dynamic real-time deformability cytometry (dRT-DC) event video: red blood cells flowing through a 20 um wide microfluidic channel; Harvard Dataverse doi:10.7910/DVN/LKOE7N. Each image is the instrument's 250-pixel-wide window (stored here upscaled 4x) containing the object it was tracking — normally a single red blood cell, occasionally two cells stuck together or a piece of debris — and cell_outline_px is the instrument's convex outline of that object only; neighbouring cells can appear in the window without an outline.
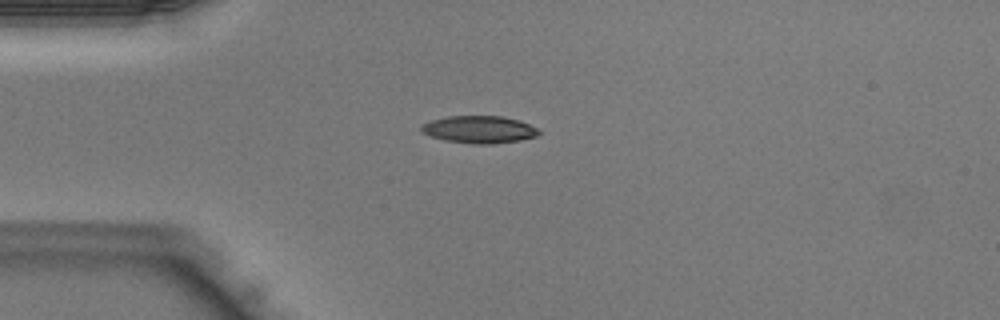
{"species": "Egyptian fruit bat (a non-hibernating species)", "species_latin": "Rousettus aegyptiacus", "temperature_condition": "warm", "stored_images_in_passage": 33, "camera_frame_rate_fps": 3000, "um_per_image_px": 0.085, "animal": {"sex": "male"}, "frame": {"image": 1, "passage_image": 1, "time_ms": 0.0, "image_size_px": [1000, 320], "cell_outline_px": [[540, 132], [536, 136], [520, 140], [492, 144], [472, 144], [444, 140], [432, 136], [424, 132], [420, 128], [428, 120], [448, 116], [500, 116], [520, 120], [536, 128]], "centroid_in_image_um": [40.73, 11.0], "position_along_channel_um": 44.3, "area_um2": 18.61}}
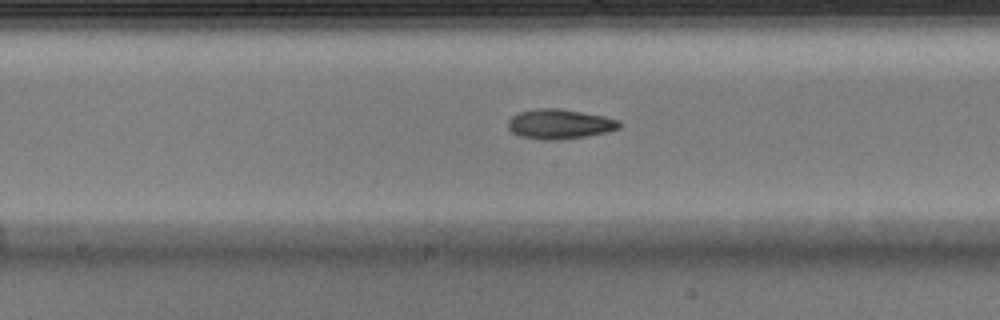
{"frame": {"image": 2, "passage_image": 12, "time_ms": 3.667, "image_size_px": [1000, 320], "cell_outline_px": [[620, 128], [608, 132], [584, 136], [556, 140], [540, 140], [520, 136], [512, 132], [508, 128], [508, 120], [512, 116], [520, 112], [540, 108], [560, 108], [604, 116], [620, 120]], "centroid_in_image_um": [47.57, 10.54], "position_along_channel_um": 200.6, "area_um2": 19.31}}
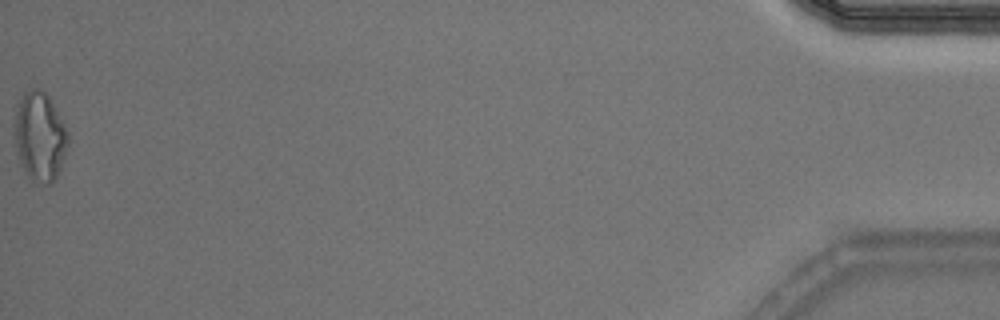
{"frame": {"image": 3, "passage_image": 33, "time_ms": 10.667, "image_size_px": [1000, 320], "cell_outline_px": [[68, 144], [60, 168], [52, 184], [44, 184], [32, 180], [28, 176], [20, 160], [12, 128], [16, 104], [24, 92], [32, 88], [40, 88], [48, 96], [56, 108], [68, 132]], "centroid_in_image_um": [3.36, 11.56], "position_along_channel_um": 431.8, "area_um2": 27.86}}